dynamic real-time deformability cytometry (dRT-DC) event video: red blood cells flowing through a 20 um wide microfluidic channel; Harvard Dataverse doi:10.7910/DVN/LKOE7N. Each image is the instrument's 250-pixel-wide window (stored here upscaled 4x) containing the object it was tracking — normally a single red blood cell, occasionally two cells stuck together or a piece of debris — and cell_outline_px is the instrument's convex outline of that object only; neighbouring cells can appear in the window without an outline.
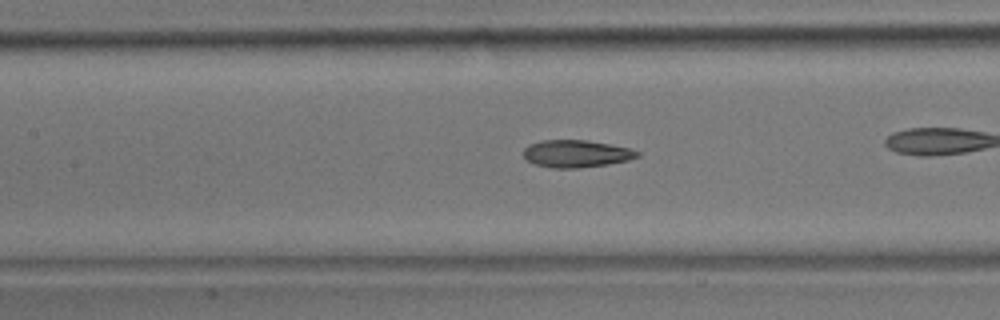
{"species": "common noctule bat (a hibernating species)", "species_latin": "Nyctalus noctula", "temperature_condition": "room temperature", "stored_images_in_passage": 40, "camera_frame_rate_fps": 3000, "um_per_image_px": 0.085, "animal": {"sex": "male", "body_mass_g": 17.9}, "frame": {"image": 1, "passage_image": 23, "time_ms": 7.333, "image_size_px": [1000, 320], "cell_outline_px": [[640, 156], [628, 160], [608, 164], [580, 168], [552, 168], [536, 164], [524, 160], [524, 148], [528, 144], [540, 140], [584, 140], [608, 144], [628, 148], [640, 152]], "centroid_in_image_um": [48.94, 13.07], "position_along_channel_um": 158.5, "area_um2": 18.15}}
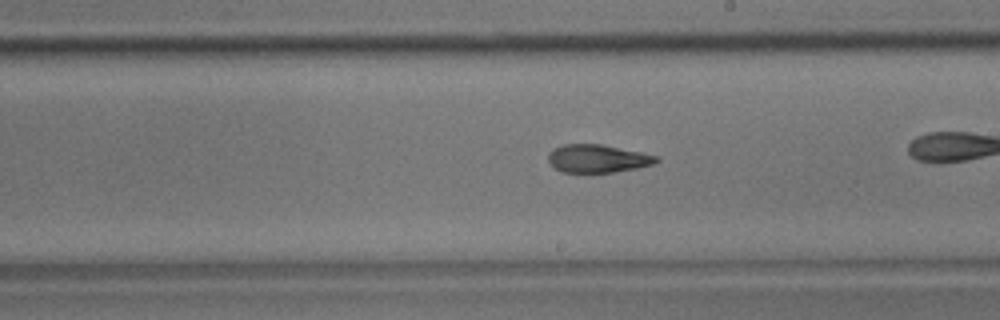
{"frame": {"image": 2, "passage_image": 29, "time_ms": 9.333, "image_size_px": [1000, 320], "cell_outline_px": [[660, 160], [652, 164], [636, 168], [616, 172], [560, 172], [552, 168], [548, 160], [548, 156], [556, 148], [564, 144], [600, 144], [640, 152], [656, 156]], "centroid_in_image_um": [50.77, 13.49], "position_along_channel_um": 238.2, "area_um2": 17.46}}